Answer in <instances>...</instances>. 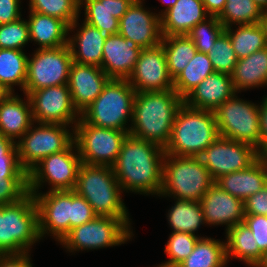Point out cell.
I'll return each mask as SVG.
<instances>
[{
    "label": "cell",
    "mask_w": 267,
    "mask_h": 267,
    "mask_svg": "<svg viewBox=\"0 0 267 267\" xmlns=\"http://www.w3.org/2000/svg\"><path fill=\"white\" fill-rule=\"evenodd\" d=\"M80 0L85 5V22L104 34L119 33V20L134 1L141 0Z\"/></svg>",
    "instance_id": "d4e9b609"
},
{
    "label": "cell",
    "mask_w": 267,
    "mask_h": 267,
    "mask_svg": "<svg viewBox=\"0 0 267 267\" xmlns=\"http://www.w3.org/2000/svg\"><path fill=\"white\" fill-rule=\"evenodd\" d=\"M73 62L68 45L56 48H39L32 59L28 58L26 96L35 90L65 85Z\"/></svg>",
    "instance_id": "7c38bea8"
},
{
    "label": "cell",
    "mask_w": 267,
    "mask_h": 267,
    "mask_svg": "<svg viewBox=\"0 0 267 267\" xmlns=\"http://www.w3.org/2000/svg\"><path fill=\"white\" fill-rule=\"evenodd\" d=\"M18 157L16 142L0 132V158Z\"/></svg>",
    "instance_id": "f907efd6"
},
{
    "label": "cell",
    "mask_w": 267,
    "mask_h": 267,
    "mask_svg": "<svg viewBox=\"0 0 267 267\" xmlns=\"http://www.w3.org/2000/svg\"><path fill=\"white\" fill-rule=\"evenodd\" d=\"M30 11L65 21L69 31L76 27L80 0H30Z\"/></svg>",
    "instance_id": "f35d334b"
},
{
    "label": "cell",
    "mask_w": 267,
    "mask_h": 267,
    "mask_svg": "<svg viewBox=\"0 0 267 267\" xmlns=\"http://www.w3.org/2000/svg\"><path fill=\"white\" fill-rule=\"evenodd\" d=\"M10 93L0 105V132L14 141L33 125L31 103L27 96L26 103ZM30 108V109H29Z\"/></svg>",
    "instance_id": "4316f807"
},
{
    "label": "cell",
    "mask_w": 267,
    "mask_h": 267,
    "mask_svg": "<svg viewBox=\"0 0 267 267\" xmlns=\"http://www.w3.org/2000/svg\"><path fill=\"white\" fill-rule=\"evenodd\" d=\"M183 99L172 89L157 92H136L129 134L160 145L168 144L172 125Z\"/></svg>",
    "instance_id": "7a4b0ae2"
},
{
    "label": "cell",
    "mask_w": 267,
    "mask_h": 267,
    "mask_svg": "<svg viewBox=\"0 0 267 267\" xmlns=\"http://www.w3.org/2000/svg\"><path fill=\"white\" fill-rule=\"evenodd\" d=\"M245 215L267 216V185L262 190L244 200Z\"/></svg>",
    "instance_id": "bcb514c9"
},
{
    "label": "cell",
    "mask_w": 267,
    "mask_h": 267,
    "mask_svg": "<svg viewBox=\"0 0 267 267\" xmlns=\"http://www.w3.org/2000/svg\"><path fill=\"white\" fill-rule=\"evenodd\" d=\"M31 194L38 210L40 238L49 231L61 242L70 232L71 190Z\"/></svg>",
    "instance_id": "e0dca14e"
},
{
    "label": "cell",
    "mask_w": 267,
    "mask_h": 267,
    "mask_svg": "<svg viewBox=\"0 0 267 267\" xmlns=\"http://www.w3.org/2000/svg\"><path fill=\"white\" fill-rule=\"evenodd\" d=\"M30 40L28 22L21 18L0 25V49L22 50Z\"/></svg>",
    "instance_id": "7bdbcfd3"
},
{
    "label": "cell",
    "mask_w": 267,
    "mask_h": 267,
    "mask_svg": "<svg viewBox=\"0 0 267 267\" xmlns=\"http://www.w3.org/2000/svg\"><path fill=\"white\" fill-rule=\"evenodd\" d=\"M227 242L225 243L226 257L235 256L246 262L249 266L257 267L263 259L264 253L255 242L252 231L243 222L226 230Z\"/></svg>",
    "instance_id": "f546056e"
},
{
    "label": "cell",
    "mask_w": 267,
    "mask_h": 267,
    "mask_svg": "<svg viewBox=\"0 0 267 267\" xmlns=\"http://www.w3.org/2000/svg\"><path fill=\"white\" fill-rule=\"evenodd\" d=\"M161 44L165 50L169 74L174 80L188 66L198 50L187 35L162 36Z\"/></svg>",
    "instance_id": "1f68e13d"
},
{
    "label": "cell",
    "mask_w": 267,
    "mask_h": 267,
    "mask_svg": "<svg viewBox=\"0 0 267 267\" xmlns=\"http://www.w3.org/2000/svg\"><path fill=\"white\" fill-rule=\"evenodd\" d=\"M257 267H267V251L264 253L263 259Z\"/></svg>",
    "instance_id": "6f0895ef"
},
{
    "label": "cell",
    "mask_w": 267,
    "mask_h": 267,
    "mask_svg": "<svg viewBox=\"0 0 267 267\" xmlns=\"http://www.w3.org/2000/svg\"><path fill=\"white\" fill-rule=\"evenodd\" d=\"M214 72L209 56L197 51L188 66L173 80V90L184 99L197 85Z\"/></svg>",
    "instance_id": "836d02e7"
},
{
    "label": "cell",
    "mask_w": 267,
    "mask_h": 267,
    "mask_svg": "<svg viewBox=\"0 0 267 267\" xmlns=\"http://www.w3.org/2000/svg\"><path fill=\"white\" fill-rule=\"evenodd\" d=\"M75 124L74 142L81 163L112 167L129 133L100 128L85 123L80 117Z\"/></svg>",
    "instance_id": "ba28073f"
},
{
    "label": "cell",
    "mask_w": 267,
    "mask_h": 267,
    "mask_svg": "<svg viewBox=\"0 0 267 267\" xmlns=\"http://www.w3.org/2000/svg\"><path fill=\"white\" fill-rule=\"evenodd\" d=\"M219 136L214 111L178 109L165 154L198 157Z\"/></svg>",
    "instance_id": "3957f363"
},
{
    "label": "cell",
    "mask_w": 267,
    "mask_h": 267,
    "mask_svg": "<svg viewBox=\"0 0 267 267\" xmlns=\"http://www.w3.org/2000/svg\"><path fill=\"white\" fill-rule=\"evenodd\" d=\"M120 190L112 167L81 163L73 191L86 199L97 216L128 217Z\"/></svg>",
    "instance_id": "277c9868"
},
{
    "label": "cell",
    "mask_w": 267,
    "mask_h": 267,
    "mask_svg": "<svg viewBox=\"0 0 267 267\" xmlns=\"http://www.w3.org/2000/svg\"><path fill=\"white\" fill-rule=\"evenodd\" d=\"M129 225L128 217L96 216L88 223L71 229L61 243L69 250L121 245L133 235Z\"/></svg>",
    "instance_id": "30bf717a"
},
{
    "label": "cell",
    "mask_w": 267,
    "mask_h": 267,
    "mask_svg": "<svg viewBox=\"0 0 267 267\" xmlns=\"http://www.w3.org/2000/svg\"><path fill=\"white\" fill-rule=\"evenodd\" d=\"M39 125L35 129L31 125L16 143L20 165L27 173L46 156L65 150L74 141L66 125Z\"/></svg>",
    "instance_id": "8fae6325"
},
{
    "label": "cell",
    "mask_w": 267,
    "mask_h": 267,
    "mask_svg": "<svg viewBox=\"0 0 267 267\" xmlns=\"http://www.w3.org/2000/svg\"><path fill=\"white\" fill-rule=\"evenodd\" d=\"M260 141L259 156L267 157V97L260 105Z\"/></svg>",
    "instance_id": "c3c4849f"
},
{
    "label": "cell",
    "mask_w": 267,
    "mask_h": 267,
    "mask_svg": "<svg viewBox=\"0 0 267 267\" xmlns=\"http://www.w3.org/2000/svg\"><path fill=\"white\" fill-rule=\"evenodd\" d=\"M262 10H267V0H253Z\"/></svg>",
    "instance_id": "11a10c76"
},
{
    "label": "cell",
    "mask_w": 267,
    "mask_h": 267,
    "mask_svg": "<svg viewBox=\"0 0 267 267\" xmlns=\"http://www.w3.org/2000/svg\"><path fill=\"white\" fill-rule=\"evenodd\" d=\"M38 239V210L33 194L0 206V254L26 253Z\"/></svg>",
    "instance_id": "8992f818"
},
{
    "label": "cell",
    "mask_w": 267,
    "mask_h": 267,
    "mask_svg": "<svg viewBox=\"0 0 267 267\" xmlns=\"http://www.w3.org/2000/svg\"><path fill=\"white\" fill-rule=\"evenodd\" d=\"M215 119L220 136L247 143L259 154L260 107L233 96L215 110Z\"/></svg>",
    "instance_id": "9c48e42d"
},
{
    "label": "cell",
    "mask_w": 267,
    "mask_h": 267,
    "mask_svg": "<svg viewBox=\"0 0 267 267\" xmlns=\"http://www.w3.org/2000/svg\"><path fill=\"white\" fill-rule=\"evenodd\" d=\"M164 157L160 145L128 134L112 166L121 189L159 194Z\"/></svg>",
    "instance_id": "6da1fadb"
},
{
    "label": "cell",
    "mask_w": 267,
    "mask_h": 267,
    "mask_svg": "<svg viewBox=\"0 0 267 267\" xmlns=\"http://www.w3.org/2000/svg\"><path fill=\"white\" fill-rule=\"evenodd\" d=\"M231 76L236 92L267 85V47L238 59Z\"/></svg>",
    "instance_id": "4dcf8cb0"
},
{
    "label": "cell",
    "mask_w": 267,
    "mask_h": 267,
    "mask_svg": "<svg viewBox=\"0 0 267 267\" xmlns=\"http://www.w3.org/2000/svg\"><path fill=\"white\" fill-rule=\"evenodd\" d=\"M207 55L215 72L232 75L238 58L232 47L230 37L225 31L217 38Z\"/></svg>",
    "instance_id": "ab89813d"
},
{
    "label": "cell",
    "mask_w": 267,
    "mask_h": 267,
    "mask_svg": "<svg viewBox=\"0 0 267 267\" xmlns=\"http://www.w3.org/2000/svg\"><path fill=\"white\" fill-rule=\"evenodd\" d=\"M19 3L20 0H0V25L21 18Z\"/></svg>",
    "instance_id": "7dc6e473"
},
{
    "label": "cell",
    "mask_w": 267,
    "mask_h": 267,
    "mask_svg": "<svg viewBox=\"0 0 267 267\" xmlns=\"http://www.w3.org/2000/svg\"><path fill=\"white\" fill-rule=\"evenodd\" d=\"M73 145L74 141L65 150L46 156L28 172V193L38 192L41 182L47 180L50 191L74 189L81 158L79 152L73 153Z\"/></svg>",
    "instance_id": "4fadbf2b"
},
{
    "label": "cell",
    "mask_w": 267,
    "mask_h": 267,
    "mask_svg": "<svg viewBox=\"0 0 267 267\" xmlns=\"http://www.w3.org/2000/svg\"><path fill=\"white\" fill-rule=\"evenodd\" d=\"M135 95L127 79H110L101 94L80 114L81 119L96 127L129 133L125 125L127 118L133 117Z\"/></svg>",
    "instance_id": "52a82bcc"
},
{
    "label": "cell",
    "mask_w": 267,
    "mask_h": 267,
    "mask_svg": "<svg viewBox=\"0 0 267 267\" xmlns=\"http://www.w3.org/2000/svg\"><path fill=\"white\" fill-rule=\"evenodd\" d=\"M28 57L22 50L0 49V85L12 93L13 85L25 88Z\"/></svg>",
    "instance_id": "d6a6232c"
},
{
    "label": "cell",
    "mask_w": 267,
    "mask_h": 267,
    "mask_svg": "<svg viewBox=\"0 0 267 267\" xmlns=\"http://www.w3.org/2000/svg\"><path fill=\"white\" fill-rule=\"evenodd\" d=\"M141 1H134L119 20V34L137 43L141 48H151L161 43L160 16L142 7Z\"/></svg>",
    "instance_id": "ac0fdd59"
},
{
    "label": "cell",
    "mask_w": 267,
    "mask_h": 267,
    "mask_svg": "<svg viewBox=\"0 0 267 267\" xmlns=\"http://www.w3.org/2000/svg\"><path fill=\"white\" fill-rule=\"evenodd\" d=\"M227 263L224 242L199 238L192 253L177 267H224Z\"/></svg>",
    "instance_id": "e575fe53"
},
{
    "label": "cell",
    "mask_w": 267,
    "mask_h": 267,
    "mask_svg": "<svg viewBox=\"0 0 267 267\" xmlns=\"http://www.w3.org/2000/svg\"><path fill=\"white\" fill-rule=\"evenodd\" d=\"M96 216L97 215L94 213L92 206L86 201V199L71 190L70 231L77 226L88 223Z\"/></svg>",
    "instance_id": "ee69618b"
},
{
    "label": "cell",
    "mask_w": 267,
    "mask_h": 267,
    "mask_svg": "<svg viewBox=\"0 0 267 267\" xmlns=\"http://www.w3.org/2000/svg\"><path fill=\"white\" fill-rule=\"evenodd\" d=\"M127 80L135 92L173 89V79L169 74L165 50L161 43L151 48H142L135 68Z\"/></svg>",
    "instance_id": "2e32d148"
},
{
    "label": "cell",
    "mask_w": 267,
    "mask_h": 267,
    "mask_svg": "<svg viewBox=\"0 0 267 267\" xmlns=\"http://www.w3.org/2000/svg\"><path fill=\"white\" fill-rule=\"evenodd\" d=\"M27 253L0 254V267H32Z\"/></svg>",
    "instance_id": "681fc988"
},
{
    "label": "cell",
    "mask_w": 267,
    "mask_h": 267,
    "mask_svg": "<svg viewBox=\"0 0 267 267\" xmlns=\"http://www.w3.org/2000/svg\"><path fill=\"white\" fill-rule=\"evenodd\" d=\"M162 2H165V0H163ZM176 2H177V0H170V1L166 2V4L168 3V6L166 7V9L164 10L163 13L161 12V14H159L160 17H161L167 10H169L171 7H173V6L176 4Z\"/></svg>",
    "instance_id": "9f6ffc18"
},
{
    "label": "cell",
    "mask_w": 267,
    "mask_h": 267,
    "mask_svg": "<svg viewBox=\"0 0 267 267\" xmlns=\"http://www.w3.org/2000/svg\"><path fill=\"white\" fill-rule=\"evenodd\" d=\"M262 9L253 0H226L222 12L217 16L224 28L239 25L260 23Z\"/></svg>",
    "instance_id": "74e56055"
},
{
    "label": "cell",
    "mask_w": 267,
    "mask_h": 267,
    "mask_svg": "<svg viewBox=\"0 0 267 267\" xmlns=\"http://www.w3.org/2000/svg\"><path fill=\"white\" fill-rule=\"evenodd\" d=\"M199 238L195 234L172 232L165 248L169 261L162 265L177 267L192 253Z\"/></svg>",
    "instance_id": "b9f144b4"
},
{
    "label": "cell",
    "mask_w": 267,
    "mask_h": 267,
    "mask_svg": "<svg viewBox=\"0 0 267 267\" xmlns=\"http://www.w3.org/2000/svg\"><path fill=\"white\" fill-rule=\"evenodd\" d=\"M109 80L98 66L72 62L67 85L77 113L81 114L95 101Z\"/></svg>",
    "instance_id": "d6986e66"
},
{
    "label": "cell",
    "mask_w": 267,
    "mask_h": 267,
    "mask_svg": "<svg viewBox=\"0 0 267 267\" xmlns=\"http://www.w3.org/2000/svg\"><path fill=\"white\" fill-rule=\"evenodd\" d=\"M235 93L237 92L232 76L214 72L197 85L183 101L186 106L194 109L214 111L227 99L236 95Z\"/></svg>",
    "instance_id": "7402d4cb"
},
{
    "label": "cell",
    "mask_w": 267,
    "mask_h": 267,
    "mask_svg": "<svg viewBox=\"0 0 267 267\" xmlns=\"http://www.w3.org/2000/svg\"><path fill=\"white\" fill-rule=\"evenodd\" d=\"M142 48L122 35H108L103 45L101 69L110 79H128Z\"/></svg>",
    "instance_id": "ffe728a7"
},
{
    "label": "cell",
    "mask_w": 267,
    "mask_h": 267,
    "mask_svg": "<svg viewBox=\"0 0 267 267\" xmlns=\"http://www.w3.org/2000/svg\"><path fill=\"white\" fill-rule=\"evenodd\" d=\"M28 194V173L19 157L0 158V206L19 202Z\"/></svg>",
    "instance_id": "83f0119b"
},
{
    "label": "cell",
    "mask_w": 267,
    "mask_h": 267,
    "mask_svg": "<svg viewBox=\"0 0 267 267\" xmlns=\"http://www.w3.org/2000/svg\"><path fill=\"white\" fill-rule=\"evenodd\" d=\"M215 184L232 196L246 200L267 185V157L260 156L247 169L219 177Z\"/></svg>",
    "instance_id": "603a6c76"
},
{
    "label": "cell",
    "mask_w": 267,
    "mask_h": 267,
    "mask_svg": "<svg viewBox=\"0 0 267 267\" xmlns=\"http://www.w3.org/2000/svg\"><path fill=\"white\" fill-rule=\"evenodd\" d=\"M260 25L262 26L267 39V10L262 11Z\"/></svg>",
    "instance_id": "f5cc1de1"
},
{
    "label": "cell",
    "mask_w": 267,
    "mask_h": 267,
    "mask_svg": "<svg viewBox=\"0 0 267 267\" xmlns=\"http://www.w3.org/2000/svg\"><path fill=\"white\" fill-rule=\"evenodd\" d=\"M244 223L252 231L259 249L265 253L267 251V216L245 215Z\"/></svg>",
    "instance_id": "f6af8a7d"
},
{
    "label": "cell",
    "mask_w": 267,
    "mask_h": 267,
    "mask_svg": "<svg viewBox=\"0 0 267 267\" xmlns=\"http://www.w3.org/2000/svg\"><path fill=\"white\" fill-rule=\"evenodd\" d=\"M107 35L84 21L80 31L73 38H68V46L74 62L95 65L101 68L103 45ZM76 44H78L76 46ZM78 47V50H76Z\"/></svg>",
    "instance_id": "484cf974"
},
{
    "label": "cell",
    "mask_w": 267,
    "mask_h": 267,
    "mask_svg": "<svg viewBox=\"0 0 267 267\" xmlns=\"http://www.w3.org/2000/svg\"><path fill=\"white\" fill-rule=\"evenodd\" d=\"M207 13L210 16H218L226 3V0H202Z\"/></svg>",
    "instance_id": "816d5d0a"
},
{
    "label": "cell",
    "mask_w": 267,
    "mask_h": 267,
    "mask_svg": "<svg viewBox=\"0 0 267 267\" xmlns=\"http://www.w3.org/2000/svg\"><path fill=\"white\" fill-rule=\"evenodd\" d=\"M27 96L31 103L33 121L62 125L77 123L75 117L79 113H76L67 84L38 89Z\"/></svg>",
    "instance_id": "9a60e30c"
},
{
    "label": "cell",
    "mask_w": 267,
    "mask_h": 267,
    "mask_svg": "<svg viewBox=\"0 0 267 267\" xmlns=\"http://www.w3.org/2000/svg\"><path fill=\"white\" fill-rule=\"evenodd\" d=\"M202 0H177L161 17L162 36L187 35L198 23L206 20Z\"/></svg>",
    "instance_id": "cb8c5ba5"
},
{
    "label": "cell",
    "mask_w": 267,
    "mask_h": 267,
    "mask_svg": "<svg viewBox=\"0 0 267 267\" xmlns=\"http://www.w3.org/2000/svg\"><path fill=\"white\" fill-rule=\"evenodd\" d=\"M198 157L215 181L225 174L247 169L260 156L253 146L219 135Z\"/></svg>",
    "instance_id": "5bb4252c"
},
{
    "label": "cell",
    "mask_w": 267,
    "mask_h": 267,
    "mask_svg": "<svg viewBox=\"0 0 267 267\" xmlns=\"http://www.w3.org/2000/svg\"><path fill=\"white\" fill-rule=\"evenodd\" d=\"M207 224H226L229 230L244 222V201L232 196L215 183L200 200Z\"/></svg>",
    "instance_id": "44dd1931"
},
{
    "label": "cell",
    "mask_w": 267,
    "mask_h": 267,
    "mask_svg": "<svg viewBox=\"0 0 267 267\" xmlns=\"http://www.w3.org/2000/svg\"><path fill=\"white\" fill-rule=\"evenodd\" d=\"M10 94V92L6 89V88H4V87H2L1 85H0V105L2 104V102L7 98V96Z\"/></svg>",
    "instance_id": "db71d44e"
},
{
    "label": "cell",
    "mask_w": 267,
    "mask_h": 267,
    "mask_svg": "<svg viewBox=\"0 0 267 267\" xmlns=\"http://www.w3.org/2000/svg\"><path fill=\"white\" fill-rule=\"evenodd\" d=\"M168 217L173 232L195 234L194 231L205 223L200 201L177 199Z\"/></svg>",
    "instance_id": "8d00e7d4"
},
{
    "label": "cell",
    "mask_w": 267,
    "mask_h": 267,
    "mask_svg": "<svg viewBox=\"0 0 267 267\" xmlns=\"http://www.w3.org/2000/svg\"><path fill=\"white\" fill-rule=\"evenodd\" d=\"M28 26L30 40L40 44L41 48H56L68 45L66 38L69 25L58 18L49 15L30 12Z\"/></svg>",
    "instance_id": "f1b7e54d"
},
{
    "label": "cell",
    "mask_w": 267,
    "mask_h": 267,
    "mask_svg": "<svg viewBox=\"0 0 267 267\" xmlns=\"http://www.w3.org/2000/svg\"><path fill=\"white\" fill-rule=\"evenodd\" d=\"M224 31L229 35L238 59L267 47L266 35L260 23L239 25L234 33L231 27L224 28Z\"/></svg>",
    "instance_id": "d590c367"
},
{
    "label": "cell",
    "mask_w": 267,
    "mask_h": 267,
    "mask_svg": "<svg viewBox=\"0 0 267 267\" xmlns=\"http://www.w3.org/2000/svg\"><path fill=\"white\" fill-rule=\"evenodd\" d=\"M215 183L199 157L165 154L159 195L179 200L200 201Z\"/></svg>",
    "instance_id": "5b68a950"
},
{
    "label": "cell",
    "mask_w": 267,
    "mask_h": 267,
    "mask_svg": "<svg viewBox=\"0 0 267 267\" xmlns=\"http://www.w3.org/2000/svg\"><path fill=\"white\" fill-rule=\"evenodd\" d=\"M208 22L205 20L194 26L187 36L194 42L199 52L207 54L211 50L217 38L224 32V26L217 16H210Z\"/></svg>",
    "instance_id": "60d3db41"
}]
</instances>
